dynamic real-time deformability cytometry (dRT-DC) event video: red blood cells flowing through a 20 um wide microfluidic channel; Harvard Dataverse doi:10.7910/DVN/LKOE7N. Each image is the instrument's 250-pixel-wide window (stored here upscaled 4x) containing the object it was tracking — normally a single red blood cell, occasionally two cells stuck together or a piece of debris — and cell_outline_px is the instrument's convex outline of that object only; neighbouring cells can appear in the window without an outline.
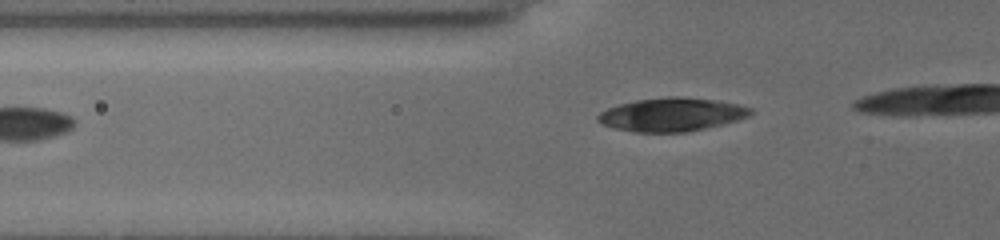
{"species": "common noctule bat (a hibernating species)", "species_latin": "Nyctalus noctula", "temperature_condition": "cold", "stored_images_in_passage": 5, "camera_frame_rate_fps": 3000, "um_per_image_px": 0.085, "animal": {"sex": "female", "body_mass_g": 19.5, "forearm_length_mm": 54.1}, "frame": {"image": 1, "passage_image": 5, "time_ms": 3.333, "image_size_px": [1000, 240], "cell_outline_px": [[752, 112], [748, 116], [736, 120], [704, 128], [684, 132], [636, 132], [616, 128], [604, 124], [596, 116], [600, 112], [608, 108], [620, 104], [636, 100], [668, 96], [680, 96], [716, 100], [736, 104], [752, 108]], "centroid_in_image_um": [57.09, 9.72], "position_along_channel_um": 68.7, "area_um2": 29.3}}